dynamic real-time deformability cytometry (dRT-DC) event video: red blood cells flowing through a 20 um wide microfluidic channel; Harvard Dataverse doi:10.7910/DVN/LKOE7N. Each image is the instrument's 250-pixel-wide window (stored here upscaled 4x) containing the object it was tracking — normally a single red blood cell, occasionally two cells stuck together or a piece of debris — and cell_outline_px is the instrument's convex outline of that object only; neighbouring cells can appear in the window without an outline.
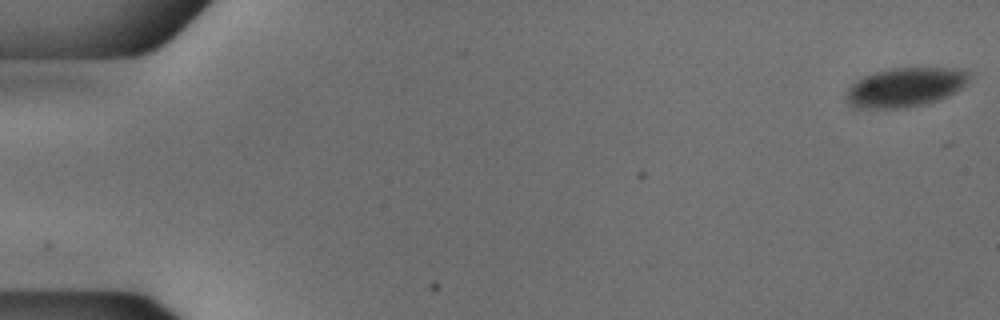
{"species": "common noctule bat (a hibernating species)", "species_latin": "Nyctalus noctula", "temperature_condition": "cold", "stored_images_in_passage": 54, "camera_frame_rate_fps": 3000, "um_per_image_px": 0.085, "animal": {"sex": "male", "body_mass_g": 18.8}, "frame": {"image": 1, "passage_image": 1, "time_ms": 0.0, "image_size_px": [1000, 320], "cell_outline_px": [[968, 80], [956, 92], [948, 96], [924, 104], [908, 108], [852, 108], [848, 104], [844, 96], [848, 88], [856, 80], [864, 76], [876, 72], [892, 68], [956, 68], [968, 72]], "centroid_in_image_um": [76.88, 7.43], "position_along_channel_um": 8.1, "area_um2": 28.09}}
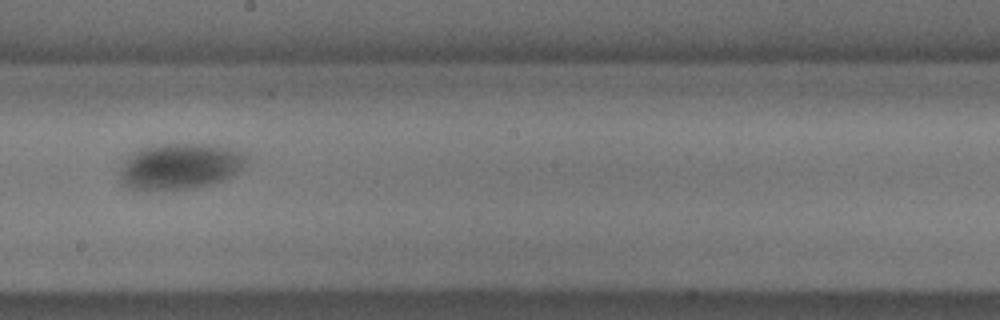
{"frame": {"image": 2, "passage_image": 31, "time_ms": 10.0, "image_size_px": [1000, 320], "cell_outline_px": [[248, 160], [244, 168], [232, 176], [224, 180], [212, 184], [172, 192], [128, 188], [120, 184], [120, 168], [128, 156], [132, 152], [152, 144], [208, 144], [228, 148], [244, 152], [248, 156]], "centroid_in_image_um": [15.3, 14.16], "position_along_channel_um": 232.9, "area_um2": 34.85}}
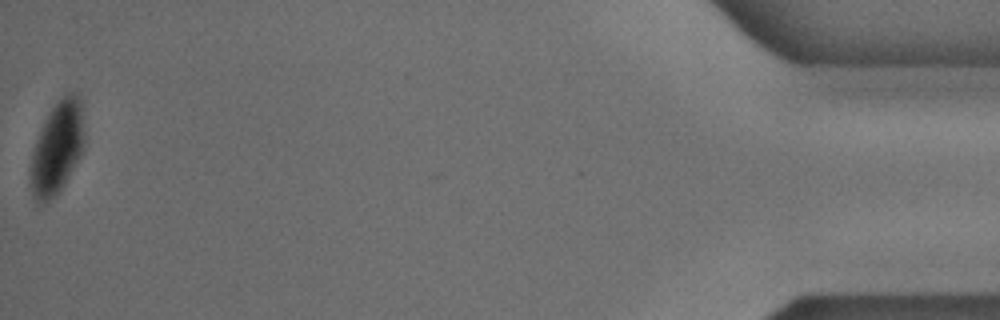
{"frame": {"image": 3, "passage_image": 54, "time_ms": 17.667, "image_size_px": [1000, 320], "cell_outline_px": [[84, 148], [80, 156], [60, 192], [44, 204], [36, 204], [32, 196], [28, 184], [28, 168], [32, 152], [40, 128], [48, 112], [64, 92], [80, 92], [84, 132]], "centroid_in_image_um": [4.82, 12.59], "position_along_channel_um": 430.4, "area_um2": 30.17}}